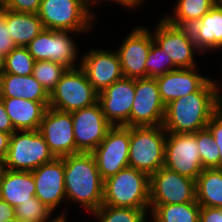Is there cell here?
Wrapping results in <instances>:
<instances>
[{
    "label": "cell",
    "mask_w": 222,
    "mask_h": 222,
    "mask_svg": "<svg viewBox=\"0 0 222 222\" xmlns=\"http://www.w3.org/2000/svg\"><path fill=\"white\" fill-rule=\"evenodd\" d=\"M5 68V55L0 53V75L3 73Z\"/></svg>",
    "instance_id": "ee69618b"
},
{
    "label": "cell",
    "mask_w": 222,
    "mask_h": 222,
    "mask_svg": "<svg viewBox=\"0 0 222 222\" xmlns=\"http://www.w3.org/2000/svg\"><path fill=\"white\" fill-rule=\"evenodd\" d=\"M221 87L209 79L197 92L166 105L163 128L167 133H195L205 129L209 120L222 109Z\"/></svg>",
    "instance_id": "6da1fadb"
},
{
    "label": "cell",
    "mask_w": 222,
    "mask_h": 222,
    "mask_svg": "<svg viewBox=\"0 0 222 222\" xmlns=\"http://www.w3.org/2000/svg\"><path fill=\"white\" fill-rule=\"evenodd\" d=\"M130 127L112 126L91 152L103 180L129 167Z\"/></svg>",
    "instance_id": "9c48e42d"
},
{
    "label": "cell",
    "mask_w": 222,
    "mask_h": 222,
    "mask_svg": "<svg viewBox=\"0 0 222 222\" xmlns=\"http://www.w3.org/2000/svg\"><path fill=\"white\" fill-rule=\"evenodd\" d=\"M206 128L211 133L219 148V168H222V111H219L209 120Z\"/></svg>",
    "instance_id": "d590c367"
},
{
    "label": "cell",
    "mask_w": 222,
    "mask_h": 222,
    "mask_svg": "<svg viewBox=\"0 0 222 222\" xmlns=\"http://www.w3.org/2000/svg\"><path fill=\"white\" fill-rule=\"evenodd\" d=\"M16 218L20 222H53L57 217L50 218L54 213L36 196L30 198V201L21 203L15 208Z\"/></svg>",
    "instance_id": "1f68e13d"
},
{
    "label": "cell",
    "mask_w": 222,
    "mask_h": 222,
    "mask_svg": "<svg viewBox=\"0 0 222 222\" xmlns=\"http://www.w3.org/2000/svg\"><path fill=\"white\" fill-rule=\"evenodd\" d=\"M174 13L163 18L171 25L191 27L217 3V0H177Z\"/></svg>",
    "instance_id": "4316f807"
},
{
    "label": "cell",
    "mask_w": 222,
    "mask_h": 222,
    "mask_svg": "<svg viewBox=\"0 0 222 222\" xmlns=\"http://www.w3.org/2000/svg\"><path fill=\"white\" fill-rule=\"evenodd\" d=\"M217 3H220V4H222V0H217Z\"/></svg>",
    "instance_id": "f907efd6"
},
{
    "label": "cell",
    "mask_w": 222,
    "mask_h": 222,
    "mask_svg": "<svg viewBox=\"0 0 222 222\" xmlns=\"http://www.w3.org/2000/svg\"><path fill=\"white\" fill-rule=\"evenodd\" d=\"M9 34L7 24L4 18L0 16V53L4 54L5 56L16 47Z\"/></svg>",
    "instance_id": "8d00e7d4"
},
{
    "label": "cell",
    "mask_w": 222,
    "mask_h": 222,
    "mask_svg": "<svg viewBox=\"0 0 222 222\" xmlns=\"http://www.w3.org/2000/svg\"><path fill=\"white\" fill-rule=\"evenodd\" d=\"M210 78L195 68H178L156 78L161 99L166 106L171 101L197 92Z\"/></svg>",
    "instance_id": "ffe728a7"
},
{
    "label": "cell",
    "mask_w": 222,
    "mask_h": 222,
    "mask_svg": "<svg viewBox=\"0 0 222 222\" xmlns=\"http://www.w3.org/2000/svg\"><path fill=\"white\" fill-rule=\"evenodd\" d=\"M2 10H3V3H2V0H0V16H1Z\"/></svg>",
    "instance_id": "681fc988"
},
{
    "label": "cell",
    "mask_w": 222,
    "mask_h": 222,
    "mask_svg": "<svg viewBox=\"0 0 222 222\" xmlns=\"http://www.w3.org/2000/svg\"><path fill=\"white\" fill-rule=\"evenodd\" d=\"M189 28L195 45L202 54L222 49V4L216 3Z\"/></svg>",
    "instance_id": "44dd1931"
},
{
    "label": "cell",
    "mask_w": 222,
    "mask_h": 222,
    "mask_svg": "<svg viewBox=\"0 0 222 222\" xmlns=\"http://www.w3.org/2000/svg\"><path fill=\"white\" fill-rule=\"evenodd\" d=\"M35 59L26 47L16 46L5 56V68L3 73L18 76L33 75Z\"/></svg>",
    "instance_id": "f546056e"
},
{
    "label": "cell",
    "mask_w": 222,
    "mask_h": 222,
    "mask_svg": "<svg viewBox=\"0 0 222 222\" xmlns=\"http://www.w3.org/2000/svg\"><path fill=\"white\" fill-rule=\"evenodd\" d=\"M148 210L101 205L91 215H95L98 222H142Z\"/></svg>",
    "instance_id": "f1b7e54d"
},
{
    "label": "cell",
    "mask_w": 222,
    "mask_h": 222,
    "mask_svg": "<svg viewBox=\"0 0 222 222\" xmlns=\"http://www.w3.org/2000/svg\"><path fill=\"white\" fill-rule=\"evenodd\" d=\"M67 201L76 202L92 214L103 203L104 180L92 153L80 152L63 157Z\"/></svg>",
    "instance_id": "7a4b0ae2"
},
{
    "label": "cell",
    "mask_w": 222,
    "mask_h": 222,
    "mask_svg": "<svg viewBox=\"0 0 222 222\" xmlns=\"http://www.w3.org/2000/svg\"><path fill=\"white\" fill-rule=\"evenodd\" d=\"M11 134L0 131V162H2L8 152Z\"/></svg>",
    "instance_id": "60d3db41"
},
{
    "label": "cell",
    "mask_w": 222,
    "mask_h": 222,
    "mask_svg": "<svg viewBox=\"0 0 222 222\" xmlns=\"http://www.w3.org/2000/svg\"><path fill=\"white\" fill-rule=\"evenodd\" d=\"M199 222H222V208L201 206Z\"/></svg>",
    "instance_id": "74e56055"
},
{
    "label": "cell",
    "mask_w": 222,
    "mask_h": 222,
    "mask_svg": "<svg viewBox=\"0 0 222 222\" xmlns=\"http://www.w3.org/2000/svg\"><path fill=\"white\" fill-rule=\"evenodd\" d=\"M15 208L0 198V222L15 218Z\"/></svg>",
    "instance_id": "ab89813d"
},
{
    "label": "cell",
    "mask_w": 222,
    "mask_h": 222,
    "mask_svg": "<svg viewBox=\"0 0 222 222\" xmlns=\"http://www.w3.org/2000/svg\"><path fill=\"white\" fill-rule=\"evenodd\" d=\"M102 205L149 209L150 176L127 167L105 179Z\"/></svg>",
    "instance_id": "277c9868"
},
{
    "label": "cell",
    "mask_w": 222,
    "mask_h": 222,
    "mask_svg": "<svg viewBox=\"0 0 222 222\" xmlns=\"http://www.w3.org/2000/svg\"><path fill=\"white\" fill-rule=\"evenodd\" d=\"M195 190L200 206L222 208V168L203 169L195 180Z\"/></svg>",
    "instance_id": "484cf974"
},
{
    "label": "cell",
    "mask_w": 222,
    "mask_h": 222,
    "mask_svg": "<svg viewBox=\"0 0 222 222\" xmlns=\"http://www.w3.org/2000/svg\"><path fill=\"white\" fill-rule=\"evenodd\" d=\"M134 96L135 79L125 77L98 93L102 112L112 126L130 127V112Z\"/></svg>",
    "instance_id": "e0dca14e"
},
{
    "label": "cell",
    "mask_w": 222,
    "mask_h": 222,
    "mask_svg": "<svg viewBox=\"0 0 222 222\" xmlns=\"http://www.w3.org/2000/svg\"><path fill=\"white\" fill-rule=\"evenodd\" d=\"M94 3V6L96 4H101L103 2V0H91ZM104 1H108V0H104ZM114 2L115 4H119L123 7H127L130 9L136 8V0H109V2Z\"/></svg>",
    "instance_id": "b9f144b4"
},
{
    "label": "cell",
    "mask_w": 222,
    "mask_h": 222,
    "mask_svg": "<svg viewBox=\"0 0 222 222\" xmlns=\"http://www.w3.org/2000/svg\"><path fill=\"white\" fill-rule=\"evenodd\" d=\"M35 182L31 171L4 169L0 182V198L16 208L35 196Z\"/></svg>",
    "instance_id": "603a6c76"
},
{
    "label": "cell",
    "mask_w": 222,
    "mask_h": 222,
    "mask_svg": "<svg viewBox=\"0 0 222 222\" xmlns=\"http://www.w3.org/2000/svg\"><path fill=\"white\" fill-rule=\"evenodd\" d=\"M165 109L156 78L135 79L130 127L163 125Z\"/></svg>",
    "instance_id": "4fadbf2b"
},
{
    "label": "cell",
    "mask_w": 222,
    "mask_h": 222,
    "mask_svg": "<svg viewBox=\"0 0 222 222\" xmlns=\"http://www.w3.org/2000/svg\"><path fill=\"white\" fill-rule=\"evenodd\" d=\"M21 97L36 102H49V94L33 75H0V98Z\"/></svg>",
    "instance_id": "cb8c5ba5"
},
{
    "label": "cell",
    "mask_w": 222,
    "mask_h": 222,
    "mask_svg": "<svg viewBox=\"0 0 222 222\" xmlns=\"http://www.w3.org/2000/svg\"><path fill=\"white\" fill-rule=\"evenodd\" d=\"M38 131L44 137L55 158L77 154L71 113L48 107Z\"/></svg>",
    "instance_id": "5bb4252c"
},
{
    "label": "cell",
    "mask_w": 222,
    "mask_h": 222,
    "mask_svg": "<svg viewBox=\"0 0 222 222\" xmlns=\"http://www.w3.org/2000/svg\"><path fill=\"white\" fill-rule=\"evenodd\" d=\"M15 131L38 130L49 102H36L21 97L0 98Z\"/></svg>",
    "instance_id": "7402d4cb"
},
{
    "label": "cell",
    "mask_w": 222,
    "mask_h": 222,
    "mask_svg": "<svg viewBox=\"0 0 222 222\" xmlns=\"http://www.w3.org/2000/svg\"><path fill=\"white\" fill-rule=\"evenodd\" d=\"M97 102L98 92L80 66L67 69L49 95V107L62 112L71 113Z\"/></svg>",
    "instance_id": "52a82bcc"
},
{
    "label": "cell",
    "mask_w": 222,
    "mask_h": 222,
    "mask_svg": "<svg viewBox=\"0 0 222 222\" xmlns=\"http://www.w3.org/2000/svg\"><path fill=\"white\" fill-rule=\"evenodd\" d=\"M145 65L147 77L149 78H157L169 71L178 69L167 52L154 41L151 44V49L148 52Z\"/></svg>",
    "instance_id": "d6a6232c"
},
{
    "label": "cell",
    "mask_w": 222,
    "mask_h": 222,
    "mask_svg": "<svg viewBox=\"0 0 222 222\" xmlns=\"http://www.w3.org/2000/svg\"><path fill=\"white\" fill-rule=\"evenodd\" d=\"M70 33V34H69ZM79 34L71 31L43 29L27 46L29 53L35 61L51 60L62 64L67 69L78 67L77 44L71 34ZM77 64V65H76Z\"/></svg>",
    "instance_id": "ba28073f"
},
{
    "label": "cell",
    "mask_w": 222,
    "mask_h": 222,
    "mask_svg": "<svg viewBox=\"0 0 222 222\" xmlns=\"http://www.w3.org/2000/svg\"><path fill=\"white\" fill-rule=\"evenodd\" d=\"M200 208L197 202L149 205V212L158 222H199Z\"/></svg>",
    "instance_id": "83f0119b"
},
{
    "label": "cell",
    "mask_w": 222,
    "mask_h": 222,
    "mask_svg": "<svg viewBox=\"0 0 222 222\" xmlns=\"http://www.w3.org/2000/svg\"><path fill=\"white\" fill-rule=\"evenodd\" d=\"M196 202L195 180L166 167L150 176V205Z\"/></svg>",
    "instance_id": "8fae6325"
},
{
    "label": "cell",
    "mask_w": 222,
    "mask_h": 222,
    "mask_svg": "<svg viewBox=\"0 0 222 222\" xmlns=\"http://www.w3.org/2000/svg\"><path fill=\"white\" fill-rule=\"evenodd\" d=\"M149 214L144 218V220L142 222H146L147 218H148ZM153 219V220H152ZM151 222H158L156 219H154L152 216H151Z\"/></svg>",
    "instance_id": "c3c4849f"
},
{
    "label": "cell",
    "mask_w": 222,
    "mask_h": 222,
    "mask_svg": "<svg viewBox=\"0 0 222 222\" xmlns=\"http://www.w3.org/2000/svg\"><path fill=\"white\" fill-rule=\"evenodd\" d=\"M42 0H2L3 8L14 12L37 14Z\"/></svg>",
    "instance_id": "e575fe53"
},
{
    "label": "cell",
    "mask_w": 222,
    "mask_h": 222,
    "mask_svg": "<svg viewBox=\"0 0 222 222\" xmlns=\"http://www.w3.org/2000/svg\"><path fill=\"white\" fill-rule=\"evenodd\" d=\"M3 171H4V167L2 165V162H0V182H1L2 175H3Z\"/></svg>",
    "instance_id": "f6af8a7d"
},
{
    "label": "cell",
    "mask_w": 222,
    "mask_h": 222,
    "mask_svg": "<svg viewBox=\"0 0 222 222\" xmlns=\"http://www.w3.org/2000/svg\"><path fill=\"white\" fill-rule=\"evenodd\" d=\"M121 46L116 50L125 78H147L146 65L148 52L154 41L151 31L143 26H137L130 31Z\"/></svg>",
    "instance_id": "2e32d148"
},
{
    "label": "cell",
    "mask_w": 222,
    "mask_h": 222,
    "mask_svg": "<svg viewBox=\"0 0 222 222\" xmlns=\"http://www.w3.org/2000/svg\"><path fill=\"white\" fill-rule=\"evenodd\" d=\"M3 222H20V221L15 217V218H11V219L5 220Z\"/></svg>",
    "instance_id": "bcb514c9"
},
{
    "label": "cell",
    "mask_w": 222,
    "mask_h": 222,
    "mask_svg": "<svg viewBox=\"0 0 222 222\" xmlns=\"http://www.w3.org/2000/svg\"><path fill=\"white\" fill-rule=\"evenodd\" d=\"M54 158L38 130L15 131L2 165L7 170L32 171Z\"/></svg>",
    "instance_id": "8992f818"
},
{
    "label": "cell",
    "mask_w": 222,
    "mask_h": 222,
    "mask_svg": "<svg viewBox=\"0 0 222 222\" xmlns=\"http://www.w3.org/2000/svg\"><path fill=\"white\" fill-rule=\"evenodd\" d=\"M203 169L219 168V148L207 128L196 132Z\"/></svg>",
    "instance_id": "836d02e7"
},
{
    "label": "cell",
    "mask_w": 222,
    "mask_h": 222,
    "mask_svg": "<svg viewBox=\"0 0 222 222\" xmlns=\"http://www.w3.org/2000/svg\"><path fill=\"white\" fill-rule=\"evenodd\" d=\"M36 190L35 196L53 212L66 198L64 184V161L54 158L31 171Z\"/></svg>",
    "instance_id": "d6986e66"
},
{
    "label": "cell",
    "mask_w": 222,
    "mask_h": 222,
    "mask_svg": "<svg viewBox=\"0 0 222 222\" xmlns=\"http://www.w3.org/2000/svg\"><path fill=\"white\" fill-rule=\"evenodd\" d=\"M166 136L162 125L130 127L129 167L149 176L162 168Z\"/></svg>",
    "instance_id": "5b68a950"
},
{
    "label": "cell",
    "mask_w": 222,
    "mask_h": 222,
    "mask_svg": "<svg viewBox=\"0 0 222 222\" xmlns=\"http://www.w3.org/2000/svg\"><path fill=\"white\" fill-rule=\"evenodd\" d=\"M81 57L80 67L98 93L124 77L116 50L106 51L94 48Z\"/></svg>",
    "instance_id": "ac0fdd59"
},
{
    "label": "cell",
    "mask_w": 222,
    "mask_h": 222,
    "mask_svg": "<svg viewBox=\"0 0 222 222\" xmlns=\"http://www.w3.org/2000/svg\"><path fill=\"white\" fill-rule=\"evenodd\" d=\"M154 27V42L171 57L177 68L197 67L195 52L201 54L196 47L190 28L169 24L164 18Z\"/></svg>",
    "instance_id": "30bf717a"
},
{
    "label": "cell",
    "mask_w": 222,
    "mask_h": 222,
    "mask_svg": "<svg viewBox=\"0 0 222 222\" xmlns=\"http://www.w3.org/2000/svg\"><path fill=\"white\" fill-rule=\"evenodd\" d=\"M1 16L16 46L26 47L44 29L41 19L35 13L14 12L3 8Z\"/></svg>",
    "instance_id": "d4e9b609"
},
{
    "label": "cell",
    "mask_w": 222,
    "mask_h": 222,
    "mask_svg": "<svg viewBox=\"0 0 222 222\" xmlns=\"http://www.w3.org/2000/svg\"><path fill=\"white\" fill-rule=\"evenodd\" d=\"M164 167L196 180L203 171L195 133H167Z\"/></svg>",
    "instance_id": "7c38bea8"
},
{
    "label": "cell",
    "mask_w": 222,
    "mask_h": 222,
    "mask_svg": "<svg viewBox=\"0 0 222 222\" xmlns=\"http://www.w3.org/2000/svg\"><path fill=\"white\" fill-rule=\"evenodd\" d=\"M0 131L7 134H12L15 132L13 124L9 119V115L6 112L5 106L1 99H0Z\"/></svg>",
    "instance_id": "f35d334b"
},
{
    "label": "cell",
    "mask_w": 222,
    "mask_h": 222,
    "mask_svg": "<svg viewBox=\"0 0 222 222\" xmlns=\"http://www.w3.org/2000/svg\"><path fill=\"white\" fill-rule=\"evenodd\" d=\"M91 4V0H42L37 14L44 29L82 34L91 32L97 16Z\"/></svg>",
    "instance_id": "3957f363"
},
{
    "label": "cell",
    "mask_w": 222,
    "mask_h": 222,
    "mask_svg": "<svg viewBox=\"0 0 222 222\" xmlns=\"http://www.w3.org/2000/svg\"><path fill=\"white\" fill-rule=\"evenodd\" d=\"M77 153H91L106 137L112 125L105 119L99 102L71 112Z\"/></svg>",
    "instance_id": "9a60e30c"
},
{
    "label": "cell",
    "mask_w": 222,
    "mask_h": 222,
    "mask_svg": "<svg viewBox=\"0 0 222 222\" xmlns=\"http://www.w3.org/2000/svg\"><path fill=\"white\" fill-rule=\"evenodd\" d=\"M65 213H67V212H65V210H63L62 213L59 214L53 222H67Z\"/></svg>",
    "instance_id": "7bdbcfd3"
},
{
    "label": "cell",
    "mask_w": 222,
    "mask_h": 222,
    "mask_svg": "<svg viewBox=\"0 0 222 222\" xmlns=\"http://www.w3.org/2000/svg\"><path fill=\"white\" fill-rule=\"evenodd\" d=\"M66 70L65 66L51 60L36 61L33 76L50 95Z\"/></svg>",
    "instance_id": "4dcf8cb0"
},
{
    "label": "cell",
    "mask_w": 222,
    "mask_h": 222,
    "mask_svg": "<svg viewBox=\"0 0 222 222\" xmlns=\"http://www.w3.org/2000/svg\"><path fill=\"white\" fill-rule=\"evenodd\" d=\"M143 2H145L144 0H136V7H141V4H143Z\"/></svg>",
    "instance_id": "7dc6e473"
}]
</instances>
